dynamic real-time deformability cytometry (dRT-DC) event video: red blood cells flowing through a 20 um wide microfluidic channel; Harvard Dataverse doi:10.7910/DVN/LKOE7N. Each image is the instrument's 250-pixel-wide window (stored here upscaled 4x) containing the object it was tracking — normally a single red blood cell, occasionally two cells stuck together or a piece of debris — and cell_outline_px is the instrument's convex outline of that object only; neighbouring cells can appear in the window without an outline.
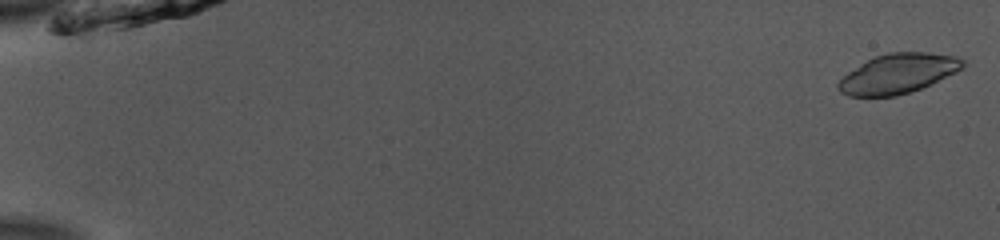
{"species": "common noctule bat (a hibernating species)", "species_latin": "Nyctalus noctula", "temperature_condition": "room temperature", "stored_images_in_passage": 52, "camera_frame_rate_fps": 3000, "um_per_image_px": 0.085, "animal": {"sex": "male", "body_mass_g": 13.0, "forearm_length_mm": 53.1}, "frame": {"image": 1, "passage_image": 1, "time_ms": 0.0, "image_size_px": [1000, 240], "cell_outline_px": [[964, 68], [956, 72], [920, 88], [896, 96], [848, 96], [840, 92], [836, 88], [836, 84], [848, 72], [868, 60], [876, 56], [888, 52], [928, 52], [956, 56], [964, 60]], "centroid_in_image_um": [76.32, 6.25], "position_along_channel_um": 8.7, "area_um2": 28.5}}